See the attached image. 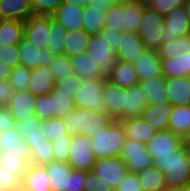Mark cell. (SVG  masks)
Listing matches in <instances>:
<instances>
[{
  "mask_svg": "<svg viewBox=\"0 0 190 191\" xmlns=\"http://www.w3.org/2000/svg\"><path fill=\"white\" fill-rule=\"evenodd\" d=\"M189 52L190 35L182 36L169 43H163L157 50V54L161 59L175 58L187 55Z\"/></svg>",
  "mask_w": 190,
  "mask_h": 191,
  "instance_id": "cell-38",
  "label": "cell"
},
{
  "mask_svg": "<svg viewBox=\"0 0 190 191\" xmlns=\"http://www.w3.org/2000/svg\"><path fill=\"white\" fill-rule=\"evenodd\" d=\"M139 84L142 86L148 106L169 102L166 91L167 79L164 76L142 81Z\"/></svg>",
  "mask_w": 190,
  "mask_h": 191,
  "instance_id": "cell-27",
  "label": "cell"
},
{
  "mask_svg": "<svg viewBox=\"0 0 190 191\" xmlns=\"http://www.w3.org/2000/svg\"><path fill=\"white\" fill-rule=\"evenodd\" d=\"M23 37V21L0 20V46L18 45Z\"/></svg>",
  "mask_w": 190,
  "mask_h": 191,
  "instance_id": "cell-32",
  "label": "cell"
},
{
  "mask_svg": "<svg viewBox=\"0 0 190 191\" xmlns=\"http://www.w3.org/2000/svg\"><path fill=\"white\" fill-rule=\"evenodd\" d=\"M154 166L163 172L167 191H180L190 181V149L183 144L170 156L159 157Z\"/></svg>",
  "mask_w": 190,
  "mask_h": 191,
  "instance_id": "cell-1",
  "label": "cell"
},
{
  "mask_svg": "<svg viewBox=\"0 0 190 191\" xmlns=\"http://www.w3.org/2000/svg\"><path fill=\"white\" fill-rule=\"evenodd\" d=\"M14 93L15 90L10 85L9 81H0V107L6 106Z\"/></svg>",
  "mask_w": 190,
  "mask_h": 191,
  "instance_id": "cell-59",
  "label": "cell"
},
{
  "mask_svg": "<svg viewBox=\"0 0 190 191\" xmlns=\"http://www.w3.org/2000/svg\"><path fill=\"white\" fill-rule=\"evenodd\" d=\"M144 7L133 2L121 6L123 31L138 33Z\"/></svg>",
  "mask_w": 190,
  "mask_h": 191,
  "instance_id": "cell-39",
  "label": "cell"
},
{
  "mask_svg": "<svg viewBox=\"0 0 190 191\" xmlns=\"http://www.w3.org/2000/svg\"><path fill=\"white\" fill-rule=\"evenodd\" d=\"M86 6L93 7L96 10H99L101 13L105 14L112 8L113 3L112 0H88Z\"/></svg>",
  "mask_w": 190,
  "mask_h": 191,
  "instance_id": "cell-62",
  "label": "cell"
},
{
  "mask_svg": "<svg viewBox=\"0 0 190 191\" xmlns=\"http://www.w3.org/2000/svg\"><path fill=\"white\" fill-rule=\"evenodd\" d=\"M69 135L93 137L97 131L109 127L115 120L106 113L93 110L75 108L63 118Z\"/></svg>",
  "mask_w": 190,
  "mask_h": 191,
  "instance_id": "cell-2",
  "label": "cell"
},
{
  "mask_svg": "<svg viewBox=\"0 0 190 191\" xmlns=\"http://www.w3.org/2000/svg\"><path fill=\"white\" fill-rule=\"evenodd\" d=\"M152 1L153 0H134L135 3L144 8H148L151 5Z\"/></svg>",
  "mask_w": 190,
  "mask_h": 191,
  "instance_id": "cell-67",
  "label": "cell"
},
{
  "mask_svg": "<svg viewBox=\"0 0 190 191\" xmlns=\"http://www.w3.org/2000/svg\"><path fill=\"white\" fill-rule=\"evenodd\" d=\"M120 158L124 161L128 172L138 173L154 165L146 144L127 138L121 151Z\"/></svg>",
  "mask_w": 190,
  "mask_h": 191,
  "instance_id": "cell-7",
  "label": "cell"
},
{
  "mask_svg": "<svg viewBox=\"0 0 190 191\" xmlns=\"http://www.w3.org/2000/svg\"><path fill=\"white\" fill-rule=\"evenodd\" d=\"M6 191H27L25 187V183L21 180L16 185L12 186L10 189Z\"/></svg>",
  "mask_w": 190,
  "mask_h": 191,
  "instance_id": "cell-66",
  "label": "cell"
},
{
  "mask_svg": "<svg viewBox=\"0 0 190 191\" xmlns=\"http://www.w3.org/2000/svg\"><path fill=\"white\" fill-rule=\"evenodd\" d=\"M52 191H69L73 169L68 162L52 161L45 165Z\"/></svg>",
  "mask_w": 190,
  "mask_h": 191,
  "instance_id": "cell-20",
  "label": "cell"
},
{
  "mask_svg": "<svg viewBox=\"0 0 190 191\" xmlns=\"http://www.w3.org/2000/svg\"><path fill=\"white\" fill-rule=\"evenodd\" d=\"M164 30V16L149 7L144 8L138 34L146 50L157 51L160 48Z\"/></svg>",
  "mask_w": 190,
  "mask_h": 191,
  "instance_id": "cell-4",
  "label": "cell"
},
{
  "mask_svg": "<svg viewBox=\"0 0 190 191\" xmlns=\"http://www.w3.org/2000/svg\"><path fill=\"white\" fill-rule=\"evenodd\" d=\"M181 58L182 71L185 76H190V52L187 55L178 56Z\"/></svg>",
  "mask_w": 190,
  "mask_h": 191,
  "instance_id": "cell-64",
  "label": "cell"
},
{
  "mask_svg": "<svg viewBox=\"0 0 190 191\" xmlns=\"http://www.w3.org/2000/svg\"><path fill=\"white\" fill-rule=\"evenodd\" d=\"M134 0H112L113 5L122 6L125 4L133 3Z\"/></svg>",
  "mask_w": 190,
  "mask_h": 191,
  "instance_id": "cell-68",
  "label": "cell"
},
{
  "mask_svg": "<svg viewBox=\"0 0 190 191\" xmlns=\"http://www.w3.org/2000/svg\"><path fill=\"white\" fill-rule=\"evenodd\" d=\"M56 85V81L49 67H38L32 70L27 90L35 96L49 94Z\"/></svg>",
  "mask_w": 190,
  "mask_h": 191,
  "instance_id": "cell-22",
  "label": "cell"
},
{
  "mask_svg": "<svg viewBox=\"0 0 190 191\" xmlns=\"http://www.w3.org/2000/svg\"><path fill=\"white\" fill-rule=\"evenodd\" d=\"M62 3L73 4L74 6L85 8L88 0H62Z\"/></svg>",
  "mask_w": 190,
  "mask_h": 191,
  "instance_id": "cell-65",
  "label": "cell"
},
{
  "mask_svg": "<svg viewBox=\"0 0 190 191\" xmlns=\"http://www.w3.org/2000/svg\"><path fill=\"white\" fill-rule=\"evenodd\" d=\"M16 121L11 116L9 110L6 106L0 107V132L4 133L7 130H10L16 126Z\"/></svg>",
  "mask_w": 190,
  "mask_h": 191,
  "instance_id": "cell-56",
  "label": "cell"
},
{
  "mask_svg": "<svg viewBox=\"0 0 190 191\" xmlns=\"http://www.w3.org/2000/svg\"><path fill=\"white\" fill-rule=\"evenodd\" d=\"M48 67L56 82L63 77L66 78L68 75L73 74L70 57L66 55H56Z\"/></svg>",
  "mask_w": 190,
  "mask_h": 191,
  "instance_id": "cell-43",
  "label": "cell"
},
{
  "mask_svg": "<svg viewBox=\"0 0 190 191\" xmlns=\"http://www.w3.org/2000/svg\"><path fill=\"white\" fill-rule=\"evenodd\" d=\"M35 109H36V116L40 120L53 118V112L51 111V106H50V94L37 96Z\"/></svg>",
  "mask_w": 190,
  "mask_h": 191,
  "instance_id": "cell-53",
  "label": "cell"
},
{
  "mask_svg": "<svg viewBox=\"0 0 190 191\" xmlns=\"http://www.w3.org/2000/svg\"><path fill=\"white\" fill-rule=\"evenodd\" d=\"M141 191H167L163 172L154 165L137 173Z\"/></svg>",
  "mask_w": 190,
  "mask_h": 191,
  "instance_id": "cell-33",
  "label": "cell"
},
{
  "mask_svg": "<svg viewBox=\"0 0 190 191\" xmlns=\"http://www.w3.org/2000/svg\"><path fill=\"white\" fill-rule=\"evenodd\" d=\"M106 79L126 90L139 83L134 65L120 60L117 61L116 66L107 75Z\"/></svg>",
  "mask_w": 190,
  "mask_h": 191,
  "instance_id": "cell-24",
  "label": "cell"
},
{
  "mask_svg": "<svg viewBox=\"0 0 190 191\" xmlns=\"http://www.w3.org/2000/svg\"><path fill=\"white\" fill-rule=\"evenodd\" d=\"M162 75L166 79L186 77L182 71L181 58L161 59Z\"/></svg>",
  "mask_w": 190,
  "mask_h": 191,
  "instance_id": "cell-46",
  "label": "cell"
},
{
  "mask_svg": "<svg viewBox=\"0 0 190 191\" xmlns=\"http://www.w3.org/2000/svg\"><path fill=\"white\" fill-rule=\"evenodd\" d=\"M127 138L147 144L155 135L156 130L151 128L142 117L121 120Z\"/></svg>",
  "mask_w": 190,
  "mask_h": 191,
  "instance_id": "cell-26",
  "label": "cell"
},
{
  "mask_svg": "<svg viewBox=\"0 0 190 191\" xmlns=\"http://www.w3.org/2000/svg\"><path fill=\"white\" fill-rule=\"evenodd\" d=\"M182 145L183 139L168 129L156 131L154 137L146 144V149L155 162L159 157L170 156Z\"/></svg>",
  "mask_w": 190,
  "mask_h": 191,
  "instance_id": "cell-11",
  "label": "cell"
},
{
  "mask_svg": "<svg viewBox=\"0 0 190 191\" xmlns=\"http://www.w3.org/2000/svg\"><path fill=\"white\" fill-rule=\"evenodd\" d=\"M50 94V106L53 117L64 118L76 108L72 95L57 94L55 86Z\"/></svg>",
  "mask_w": 190,
  "mask_h": 191,
  "instance_id": "cell-36",
  "label": "cell"
},
{
  "mask_svg": "<svg viewBox=\"0 0 190 191\" xmlns=\"http://www.w3.org/2000/svg\"><path fill=\"white\" fill-rule=\"evenodd\" d=\"M83 79L76 74H70L56 82L57 94L72 95L74 98L83 84Z\"/></svg>",
  "mask_w": 190,
  "mask_h": 191,
  "instance_id": "cell-44",
  "label": "cell"
},
{
  "mask_svg": "<svg viewBox=\"0 0 190 191\" xmlns=\"http://www.w3.org/2000/svg\"><path fill=\"white\" fill-rule=\"evenodd\" d=\"M95 163L96 159L92 150L91 137L71 136L68 164L72 169L89 172L92 171Z\"/></svg>",
  "mask_w": 190,
  "mask_h": 191,
  "instance_id": "cell-5",
  "label": "cell"
},
{
  "mask_svg": "<svg viewBox=\"0 0 190 191\" xmlns=\"http://www.w3.org/2000/svg\"><path fill=\"white\" fill-rule=\"evenodd\" d=\"M131 63L136 69L139 82L163 76L161 58L158 56L157 51L145 50L141 56Z\"/></svg>",
  "mask_w": 190,
  "mask_h": 191,
  "instance_id": "cell-16",
  "label": "cell"
},
{
  "mask_svg": "<svg viewBox=\"0 0 190 191\" xmlns=\"http://www.w3.org/2000/svg\"><path fill=\"white\" fill-rule=\"evenodd\" d=\"M32 70L23 66H16L12 70V74L9 79L10 85L15 91H26L29 78L31 77Z\"/></svg>",
  "mask_w": 190,
  "mask_h": 191,
  "instance_id": "cell-45",
  "label": "cell"
},
{
  "mask_svg": "<svg viewBox=\"0 0 190 191\" xmlns=\"http://www.w3.org/2000/svg\"><path fill=\"white\" fill-rule=\"evenodd\" d=\"M127 106L123 113V120L128 118L142 117L147 108V99L142 86L138 83L127 89Z\"/></svg>",
  "mask_w": 190,
  "mask_h": 191,
  "instance_id": "cell-30",
  "label": "cell"
},
{
  "mask_svg": "<svg viewBox=\"0 0 190 191\" xmlns=\"http://www.w3.org/2000/svg\"><path fill=\"white\" fill-rule=\"evenodd\" d=\"M20 66L29 70L38 67H48L55 55L48 49H39L37 46L28 41L25 37L18 44Z\"/></svg>",
  "mask_w": 190,
  "mask_h": 191,
  "instance_id": "cell-10",
  "label": "cell"
},
{
  "mask_svg": "<svg viewBox=\"0 0 190 191\" xmlns=\"http://www.w3.org/2000/svg\"><path fill=\"white\" fill-rule=\"evenodd\" d=\"M163 43H169L182 36L190 35V21L184 7H179L164 16Z\"/></svg>",
  "mask_w": 190,
  "mask_h": 191,
  "instance_id": "cell-14",
  "label": "cell"
},
{
  "mask_svg": "<svg viewBox=\"0 0 190 191\" xmlns=\"http://www.w3.org/2000/svg\"><path fill=\"white\" fill-rule=\"evenodd\" d=\"M22 181L27 191H52L45 165H29Z\"/></svg>",
  "mask_w": 190,
  "mask_h": 191,
  "instance_id": "cell-29",
  "label": "cell"
},
{
  "mask_svg": "<svg viewBox=\"0 0 190 191\" xmlns=\"http://www.w3.org/2000/svg\"><path fill=\"white\" fill-rule=\"evenodd\" d=\"M172 108L173 105L170 102L147 106L143 111L142 118L156 131L168 130Z\"/></svg>",
  "mask_w": 190,
  "mask_h": 191,
  "instance_id": "cell-23",
  "label": "cell"
},
{
  "mask_svg": "<svg viewBox=\"0 0 190 191\" xmlns=\"http://www.w3.org/2000/svg\"><path fill=\"white\" fill-rule=\"evenodd\" d=\"M41 132L52 143L69 135L62 118L41 120Z\"/></svg>",
  "mask_w": 190,
  "mask_h": 191,
  "instance_id": "cell-41",
  "label": "cell"
},
{
  "mask_svg": "<svg viewBox=\"0 0 190 191\" xmlns=\"http://www.w3.org/2000/svg\"><path fill=\"white\" fill-rule=\"evenodd\" d=\"M31 161L32 154H0V167L13 172L20 180L23 179Z\"/></svg>",
  "mask_w": 190,
  "mask_h": 191,
  "instance_id": "cell-34",
  "label": "cell"
},
{
  "mask_svg": "<svg viewBox=\"0 0 190 191\" xmlns=\"http://www.w3.org/2000/svg\"><path fill=\"white\" fill-rule=\"evenodd\" d=\"M115 191H141L137 173L128 172Z\"/></svg>",
  "mask_w": 190,
  "mask_h": 191,
  "instance_id": "cell-55",
  "label": "cell"
},
{
  "mask_svg": "<svg viewBox=\"0 0 190 191\" xmlns=\"http://www.w3.org/2000/svg\"><path fill=\"white\" fill-rule=\"evenodd\" d=\"M27 145L21 134L14 127L10 130L1 133L0 146Z\"/></svg>",
  "mask_w": 190,
  "mask_h": 191,
  "instance_id": "cell-54",
  "label": "cell"
},
{
  "mask_svg": "<svg viewBox=\"0 0 190 191\" xmlns=\"http://www.w3.org/2000/svg\"><path fill=\"white\" fill-rule=\"evenodd\" d=\"M73 73L83 80L99 79L105 76L101 73L100 67L92 60L86 52L70 57Z\"/></svg>",
  "mask_w": 190,
  "mask_h": 191,
  "instance_id": "cell-28",
  "label": "cell"
},
{
  "mask_svg": "<svg viewBox=\"0 0 190 191\" xmlns=\"http://www.w3.org/2000/svg\"><path fill=\"white\" fill-rule=\"evenodd\" d=\"M0 154H31L28 145L0 146Z\"/></svg>",
  "mask_w": 190,
  "mask_h": 191,
  "instance_id": "cell-61",
  "label": "cell"
},
{
  "mask_svg": "<svg viewBox=\"0 0 190 191\" xmlns=\"http://www.w3.org/2000/svg\"><path fill=\"white\" fill-rule=\"evenodd\" d=\"M127 137L121 121H114L104 130H99L91 137L92 150L96 160L120 157Z\"/></svg>",
  "mask_w": 190,
  "mask_h": 191,
  "instance_id": "cell-3",
  "label": "cell"
},
{
  "mask_svg": "<svg viewBox=\"0 0 190 191\" xmlns=\"http://www.w3.org/2000/svg\"><path fill=\"white\" fill-rule=\"evenodd\" d=\"M25 142L31 149V164L46 165L54 161L52 143L45 136L28 137Z\"/></svg>",
  "mask_w": 190,
  "mask_h": 191,
  "instance_id": "cell-25",
  "label": "cell"
},
{
  "mask_svg": "<svg viewBox=\"0 0 190 191\" xmlns=\"http://www.w3.org/2000/svg\"><path fill=\"white\" fill-rule=\"evenodd\" d=\"M127 90L111 83L104 77L103 104L104 113L114 120H123V113L127 106Z\"/></svg>",
  "mask_w": 190,
  "mask_h": 191,
  "instance_id": "cell-9",
  "label": "cell"
},
{
  "mask_svg": "<svg viewBox=\"0 0 190 191\" xmlns=\"http://www.w3.org/2000/svg\"><path fill=\"white\" fill-rule=\"evenodd\" d=\"M90 42V35L84 30L67 31L64 39V55L74 57L86 52Z\"/></svg>",
  "mask_w": 190,
  "mask_h": 191,
  "instance_id": "cell-35",
  "label": "cell"
},
{
  "mask_svg": "<svg viewBox=\"0 0 190 191\" xmlns=\"http://www.w3.org/2000/svg\"><path fill=\"white\" fill-rule=\"evenodd\" d=\"M183 144L190 149V132L184 137Z\"/></svg>",
  "mask_w": 190,
  "mask_h": 191,
  "instance_id": "cell-70",
  "label": "cell"
},
{
  "mask_svg": "<svg viewBox=\"0 0 190 191\" xmlns=\"http://www.w3.org/2000/svg\"><path fill=\"white\" fill-rule=\"evenodd\" d=\"M106 38L100 34L90 36V42L86 53L98 64L101 73L107 75L114 69L117 63V55L107 44Z\"/></svg>",
  "mask_w": 190,
  "mask_h": 191,
  "instance_id": "cell-8",
  "label": "cell"
},
{
  "mask_svg": "<svg viewBox=\"0 0 190 191\" xmlns=\"http://www.w3.org/2000/svg\"><path fill=\"white\" fill-rule=\"evenodd\" d=\"M13 67L0 62V81H9Z\"/></svg>",
  "mask_w": 190,
  "mask_h": 191,
  "instance_id": "cell-63",
  "label": "cell"
},
{
  "mask_svg": "<svg viewBox=\"0 0 190 191\" xmlns=\"http://www.w3.org/2000/svg\"><path fill=\"white\" fill-rule=\"evenodd\" d=\"M50 16L33 15L24 22V37L39 49H47Z\"/></svg>",
  "mask_w": 190,
  "mask_h": 191,
  "instance_id": "cell-13",
  "label": "cell"
},
{
  "mask_svg": "<svg viewBox=\"0 0 190 191\" xmlns=\"http://www.w3.org/2000/svg\"><path fill=\"white\" fill-rule=\"evenodd\" d=\"M85 172L73 170L70 174L69 191H84Z\"/></svg>",
  "mask_w": 190,
  "mask_h": 191,
  "instance_id": "cell-57",
  "label": "cell"
},
{
  "mask_svg": "<svg viewBox=\"0 0 190 191\" xmlns=\"http://www.w3.org/2000/svg\"><path fill=\"white\" fill-rule=\"evenodd\" d=\"M19 181H21L13 172H9L4 170V168L0 167V187L8 190L12 186L16 185Z\"/></svg>",
  "mask_w": 190,
  "mask_h": 191,
  "instance_id": "cell-58",
  "label": "cell"
},
{
  "mask_svg": "<svg viewBox=\"0 0 190 191\" xmlns=\"http://www.w3.org/2000/svg\"><path fill=\"white\" fill-rule=\"evenodd\" d=\"M51 16L54 20L63 25L66 31L83 30L82 7L61 3Z\"/></svg>",
  "mask_w": 190,
  "mask_h": 191,
  "instance_id": "cell-18",
  "label": "cell"
},
{
  "mask_svg": "<svg viewBox=\"0 0 190 191\" xmlns=\"http://www.w3.org/2000/svg\"><path fill=\"white\" fill-rule=\"evenodd\" d=\"M0 62L13 68L20 66L18 45L0 46Z\"/></svg>",
  "mask_w": 190,
  "mask_h": 191,
  "instance_id": "cell-51",
  "label": "cell"
},
{
  "mask_svg": "<svg viewBox=\"0 0 190 191\" xmlns=\"http://www.w3.org/2000/svg\"><path fill=\"white\" fill-rule=\"evenodd\" d=\"M15 124L17 131L24 140L28 137L44 136L41 132V120L37 116L26 117L23 120L16 121Z\"/></svg>",
  "mask_w": 190,
  "mask_h": 191,
  "instance_id": "cell-42",
  "label": "cell"
},
{
  "mask_svg": "<svg viewBox=\"0 0 190 191\" xmlns=\"http://www.w3.org/2000/svg\"><path fill=\"white\" fill-rule=\"evenodd\" d=\"M106 26L109 31L123 32V20L121 6L113 5L112 8L104 14Z\"/></svg>",
  "mask_w": 190,
  "mask_h": 191,
  "instance_id": "cell-48",
  "label": "cell"
},
{
  "mask_svg": "<svg viewBox=\"0 0 190 191\" xmlns=\"http://www.w3.org/2000/svg\"><path fill=\"white\" fill-rule=\"evenodd\" d=\"M92 171L103 180L108 182L114 190L128 173L124 161L120 157H110L96 160Z\"/></svg>",
  "mask_w": 190,
  "mask_h": 191,
  "instance_id": "cell-12",
  "label": "cell"
},
{
  "mask_svg": "<svg viewBox=\"0 0 190 191\" xmlns=\"http://www.w3.org/2000/svg\"><path fill=\"white\" fill-rule=\"evenodd\" d=\"M183 5L184 0H153L149 8L166 16L169 12L176 8L183 7Z\"/></svg>",
  "mask_w": 190,
  "mask_h": 191,
  "instance_id": "cell-52",
  "label": "cell"
},
{
  "mask_svg": "<svg viewBox=\"0 0 190 191\" xmlns=\"http://www.w3.org/2000/svg\"><path fill=\"white\" fill-rule=\"evenodd\" d=\"M180 191H190V181Z\"/></svg>",
  "mask_w": 190,
  "mask_h": 191,
  "instance_id": "cell-71",
  "label": "cell"
},
{
  "mask_svg": "<svg viewBox=\"0 0 190 191\" xmlns=\"http://www.w3.org/2000/svg\"><path fill=\"white\" fill-rule=\"evenodd\" d=\"M84 191H115L114 188L93 171L85 172Z\"/></svg>",
  "mask_w": 190,
  "mask_h": 191,
  "instance_id": "cell-47",
  "label": "cell"
},
{
  "mask_svg": "<svg viewBox=\"0 0 190 191\" xmlns=\"http://www.w3.org/2000/svg\"><path fill=\"white\" fill-rule=\"evenodd\" d=\"M183 7L185 8L186 14H187L189 21H190V0H184Z\"/></svg>",
  "mask_w": 190,
  "mask_h": 191,
  "instance_id": "cell-69",
  "label": "cell"
},
{
  "mask_svg": "<svg viewBox=\"0 0 190 191\" xmlns=\"http://www.w3.org/2000/svg\"><path fill=\"white\" fill-rule=\"evenodd\" d=\"M71 135L52 142L54 161L68 162L70 154Z\"/></svg>",
  "mask_w": 190,
  "mask_h": 191,
  "instance_id": "cell-49",
  "label": "cell"
},
{
  "mask_svg": "<svg viewBox=\"0 0 190 191\" xmlns=\"http://www.w3.org/2000/svg\"><path fill=\"white\" fill-rule=\"evenodd\" d=\"M103 89L104 78L84 80L74 97L76 108L104 113Z\"/></svg>",
  "mask_w": 190,
  "mask_h": 191,
  "instance_id": "cell-6",
  "label": "cell"
},
{
  "mask_svg": "<svg viewBox=\"0 0 190 191\" xmlns=\"http://www.w3.org/2000/svg\"><path fill=\"white\" fill-rule=\"evenodd\" d=\"M120 34L121 33L116 30L109 31L106 28L100 33L103 38H106V41L108 42L107 44L115 53L117 52Z\"/></svg>",
  "mask_w": 190,
  "mask_h": 191,
  "instance_id": "cell-60",
  "label": "cell"
},
{
  "mask_svg": "<svg viewBox=\"0 0 190 191\" xmlns=\"http://www.w3.org/2000/svg\"><path fill=\"white\" fill-rule=\"evenodd\" d=\"M36 102L37 96L32 92L15 91L14 95L6 105L11 116L15 121L23 120L26 117L36 116Z\"/></svg>",
  "mask_w": 190,
  "mask_h": 191,
  "instance_id": "cell-15",
  "label": "cell"
},
{
  "mask_svg": "<svg viewBox=\"0 0 190 191\" xmlns=\"http://www.w3.org/2000/svg\"><path fill=\"white\" fill-rule=\"evenodd\" d=\"M33 15L31 0H0V20L25 22Z\"/></svg>",
  "mask_w": 190,
  "mask_h": 191,
  "instance_id": "cell-19",
  "label": "cell"
},
{
  "mask_svg": "<svg viewBox=\"0 0 190 191\" xmlns=\"http://www.w3.org/2000/svg\"><path fill=\"white\" fill-rule=\"evenodd\" d=\"M117 60L131 63L146 50L138 33L123 31L119 36Z\"/></svg>",
  "mask_w": 190,
  "mask_h": 191,
  "instance_id": "cell-17",
  "label": "cell"
},
{
  "mask_svg": "<svg viewBox=\"0 0 190 191\" xmlns=\"http://www.w3.org/2000/svg\"><path fill=\"white\" fill-rule=\"evenodd\" d=\"M83 30L90 36L99 35L106 26L104 14L93 7L83 8Z\"/></svg>",
  "mask_w": 190,
  "mask_h": 191,
  "instance_id": "cell-37",
  "label": "cell"
},
{
  "mask_svg": "<svg viewBox=\"0 0 190 191\" xmlns=\"http://www.w3.org/2000/svg\"><path fill=\"white\" fill-rule=\"evenodd\" d=\"M62 0H31L34 15L51 16Z\"/></svg>",
  "mask_w": 190,
  "mask_h": 191,
  "instance_id": "cell-50",
  "label": "cell"
},
{
  "mask_svg": "<svg viewBox=\"0 0 190 191\" xmlns=\"http://www.w3.org/2000/svg\"><path fill=\"white\" fill-rule=\"evenodd\" d=\"M50 37L47 45V49L50 50L55 56L64 55V39L67 31L63 25L54 20L50 16Z\"/></svg>",
  "mask_w": 190,
  "mask_h": 191,
  "instance_id": "cell-40",
  "label": "cell"
},
{
  "mask_svg": "<svg viewBox=\"0 0 190 191\" xmlns=\"http://www.w3.org/2000/svg\"><path fill=\"white\" fill-rule=\"evenodd\" d=\"M166 91L173 106L190 105V76L167 79Z\"/></svg>",
  "mask_w": 190,
  "mask_h": 191,
  "instance_id": "cell-21",
  "label": "cell"
},
{
  "mask_svg": "<svg viewBox=\"0 0 190 191\" xmlns=\"http://www.w3.org/2000/svg\"><path fill=\"white\" fill-rule=\"evenodd\" d=\"M168 129L184 139L190 132V105L173 106Z\"/></svg>",
  "mask_w": 190,
  "mask_h": 191,
  "instance_id": "cell-31",
  "label": "cell"
}]
</instances>
